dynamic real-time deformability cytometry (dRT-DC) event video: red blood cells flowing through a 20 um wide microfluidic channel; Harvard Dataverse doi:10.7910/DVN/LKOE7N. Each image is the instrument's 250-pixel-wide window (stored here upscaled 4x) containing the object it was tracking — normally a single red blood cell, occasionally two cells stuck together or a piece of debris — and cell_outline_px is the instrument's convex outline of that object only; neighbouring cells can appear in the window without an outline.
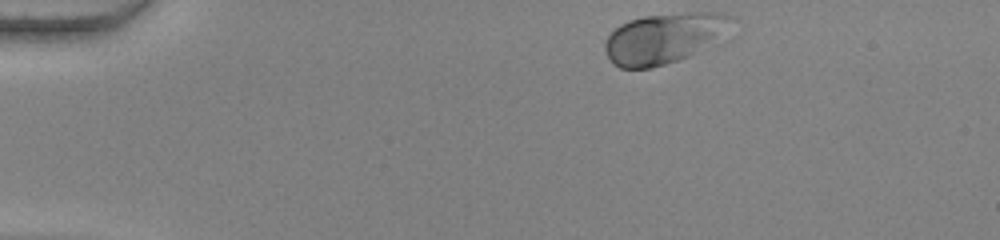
{"species": "human", "species_latin": "Homo sapiens", "temperature_condition": "warm", "stored_images_in_passage": 46, "camera_frame_rate_fps": 3000, "um_per_image_px": 0.085, "donor": {"sex": "female"}, "frame": {"image": 1, "passage_image": 1, "time_ms": 0.0, "image_size_px": [1000, 240], "cell_outline_px": [[732, 40], [724, 44], [664, 64], [648, 68], [620, 68], [612, 64], [604, 48], [604, 40], [620, 24], [628, 20], [644, 16], [688, 12], [724, 12], [732, 16]], "centroid_in_image_um": [56.64, 3.23], "position_along_channel_um": 28.4, "area_um2": 38.84}}
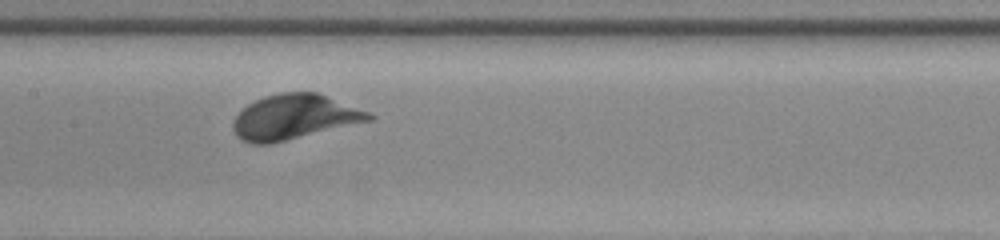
{"frame": {"image": 2, "passage_image": 20, "time_ms": 6.333, "image_size_px": [1000, 240], "cell_outline_px": [[376, 116], [372, 120], [268, 144], [252, 144], [240, 140], [236, 136], [232, 128], [232, 124], [236, 116], [248, 104], [264, 96], [280, 92], [316, 92], [368, 112]], "centroid_in_image_um": [24.97, 9.95], "position_along_channel_um": 182.4, "area_um2": 35.08}}
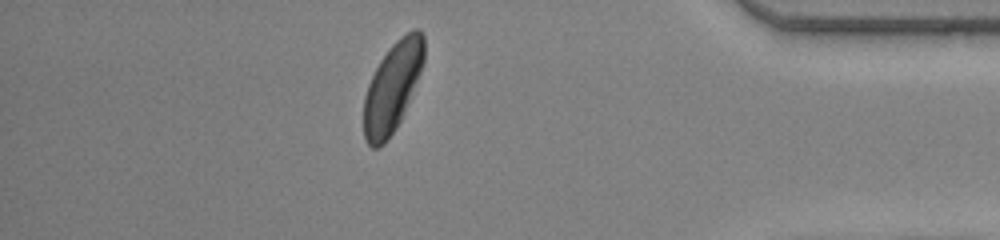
{"frame": {"image": 3, "passage_image": 40, "time_ms": 13.0, "image_size_px": [1000, 240], "cell_outline_px": [[424, 60], [420, 72], [400, 120], [396, 128], [384, 144], [376, 148], [372, 148], [364, 140], [364, 96], [368, 84], [380, 60], [388, 48], [400, 36], [412, 28], [416, 28], [424, 36]], "centroid_in_image_um": [33.34, 7.39], "position_along_channel_um": 401.9, "area_um2": 31.15}, "authors_computed_cell_mechanics": {"area_um2": 34.8823, "velocity_mm_per_s": 3.7426, "shape_relaxation_time_tau1_ms": 1.368, "shape_relaxation_time_tau2_ms": null, "deformation_change_tau1": 0.1077, "deformation_change_tau2": null}}